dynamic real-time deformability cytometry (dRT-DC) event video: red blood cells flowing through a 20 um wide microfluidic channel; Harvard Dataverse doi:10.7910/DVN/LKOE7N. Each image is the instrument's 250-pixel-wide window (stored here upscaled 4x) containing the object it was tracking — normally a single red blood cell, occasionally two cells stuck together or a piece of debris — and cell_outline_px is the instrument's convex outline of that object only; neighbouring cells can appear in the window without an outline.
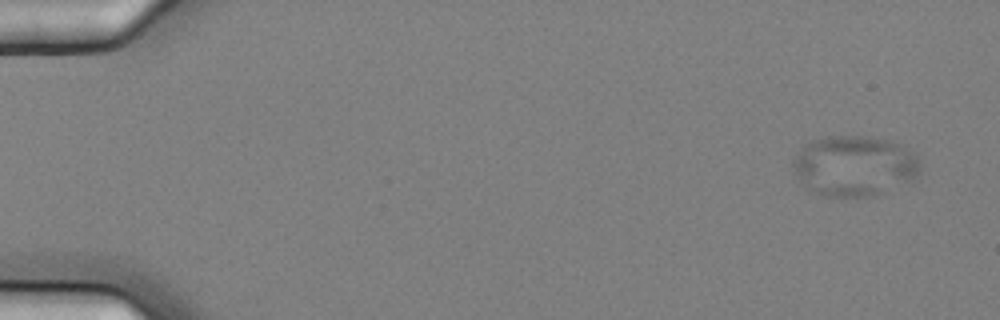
{"species": "common noctule bat (a hibernating species)", "species_latin": "Nyctalus noctula", "temperature_condition": "cold", "stored_images_in_passage": 7, "camera_frame_rate_fps": 3000, "um_per_image_px": 0.085, "animal": {"sex": "female", "body_mass_g": 25.1}, "frame": {"image": 1, "passage_image": 2, "time_ms": 0.333, "image_size_px": [1000, 320], "cell_outline_px": [[920, 172], [916, 180], [872, 196], [824, 196], [816, 192], [804, 184], [792, 172], [792, 160], [804, 144], [812, 140], [828, 136], [864, 136], [884, 140], [900, 144], [908, 148], [916, 156], [920, 164]], "centroid_in_image_um": [72.63, 14.09], "position_along_channel_um": 12.4, "area_um2": 44.85}}